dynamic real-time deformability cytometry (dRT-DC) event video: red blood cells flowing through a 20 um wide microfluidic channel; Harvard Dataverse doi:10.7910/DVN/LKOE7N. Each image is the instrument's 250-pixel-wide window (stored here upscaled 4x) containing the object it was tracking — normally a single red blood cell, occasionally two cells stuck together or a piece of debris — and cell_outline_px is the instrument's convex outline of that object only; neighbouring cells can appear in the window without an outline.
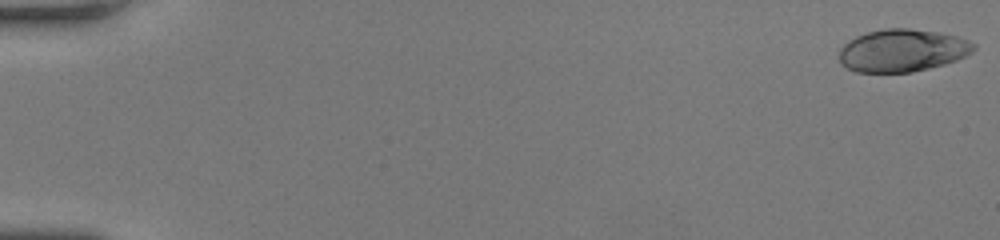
{"species": "human", "species_latin": "Homo sapiens", "temperature_condition": "room temperature", "stored_images_in_passage": 57, "camera_frame_rate_fps": 3000, "um_per_image_px": 0.085, "donor": {"sex": "female"}, "frame": {"image": 1, "passage_image": 1, "time_ms": 0.0, "image_size_px": [1000, 240], "cell_outline_px": [[976, 48], [972, 52], [956, 60], [944, 64], [912, 72], [856, 72], [840, 64], [840, 48], [848, 40], [856, 36], [868, 32], [884, 28], [908, 28], [936, 32], [956, 36], [968, 40], [976, 44]], "centroid_in_image_um": [76.68, 4.29], "position_along_channel_um": 8.3, "area_um2": 33.29}}
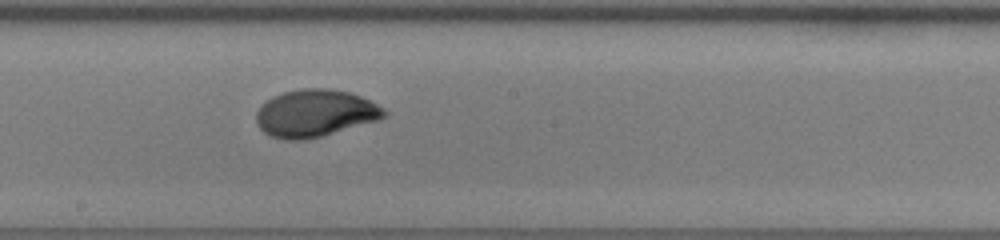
{"frame": {"image": 2, "passage_image": 33, "time_ms": 10.667, "image_size_px": [1000, 240], "cell_outline_px": [[388, 116], [376, 120], [320, 136], [304, 140], [284, 140], [268, 136], [256, 124], [256, 112], [260, 104], [272, 96], [284, 92], [300, 88], [328, 88], [348, 92], [360, 96], [384, 108], [388, 112]], "centroid_in_image_um": [26.73, 9.62], "position_along_channel_um": 221.5, "area_um2": 35.26}}
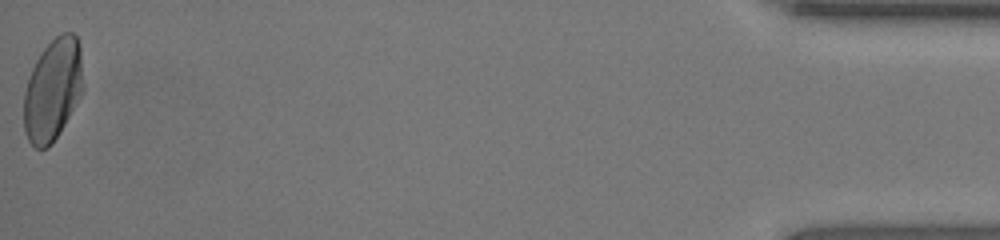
{"frame": {"image": 3, "passage_image": 57, "time_ms": 18.667, "image_size_px": [1000, 240], "cell_outline_px": [[84, 92], [60, 132], [52, 144], [48, 148], [36, 148], [28, 140], [24, 132], [24, 92], [32, 68], [40, 52], [60, 32], [72, 32], [76, 36], [80, 44], [84, 84]], "centroid_in_image_um": [4.51, 7.62], "position_along_channel_um": 430.7, "area_um2": 35.78}, "authors_computed_cell_mechanics": {"area_um2": 33.9864, "velocity_mm_per_s": 3.7345, "shape_relaxation_time_tau1_ms": 3.766, "shape_relaxation_time_tau2_ms": null, "deformation_change_tau1": 0.1722, "deformation_change_tau2": null}}